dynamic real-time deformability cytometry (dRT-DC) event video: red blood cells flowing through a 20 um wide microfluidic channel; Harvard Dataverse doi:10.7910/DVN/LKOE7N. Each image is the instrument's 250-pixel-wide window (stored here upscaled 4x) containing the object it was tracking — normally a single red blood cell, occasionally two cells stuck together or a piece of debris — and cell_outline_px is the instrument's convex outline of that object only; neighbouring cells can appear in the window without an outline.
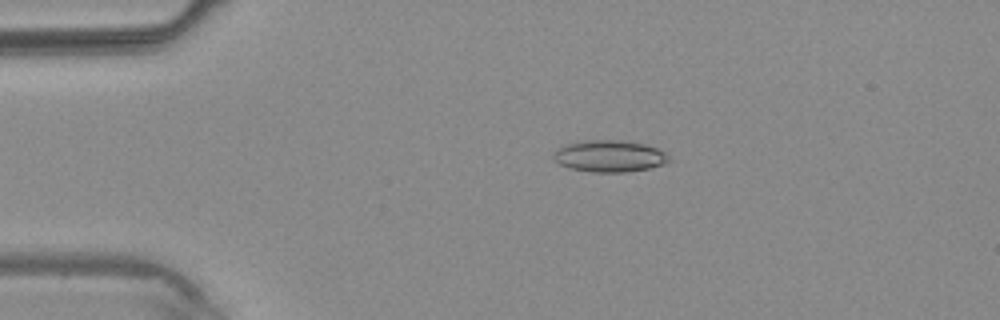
{"species": "common noctule bat (a hibernating species)", "species_latin": "Nyctalus noctula", "temperature_condition": "warm", "stored_images_in_passage": 3, "camera_frame_rate_fps": 3000, "um_per_image_px": 0.085, "animal": {"sex": "male", "body_mass_g": 20.4}, "frame": {"image": 1, "passage_image": 2, "time_ms": 2.333, "image_size_px": [1000, 320], "cell_outline_px": [[672, 160], [664, 164], [648, 168], [624, 172], [592, 172], [568, 168], [560, 164], [552, 156], [552, 152], [556, 148], [564, 144], [584, 140], [624, 140], [644, 144], [656, 148], [664, 152]], "centroid_in_image_um": [51.76, 13.26], "position_along_channel_um": 33.2, "area_um2": 21.5}}